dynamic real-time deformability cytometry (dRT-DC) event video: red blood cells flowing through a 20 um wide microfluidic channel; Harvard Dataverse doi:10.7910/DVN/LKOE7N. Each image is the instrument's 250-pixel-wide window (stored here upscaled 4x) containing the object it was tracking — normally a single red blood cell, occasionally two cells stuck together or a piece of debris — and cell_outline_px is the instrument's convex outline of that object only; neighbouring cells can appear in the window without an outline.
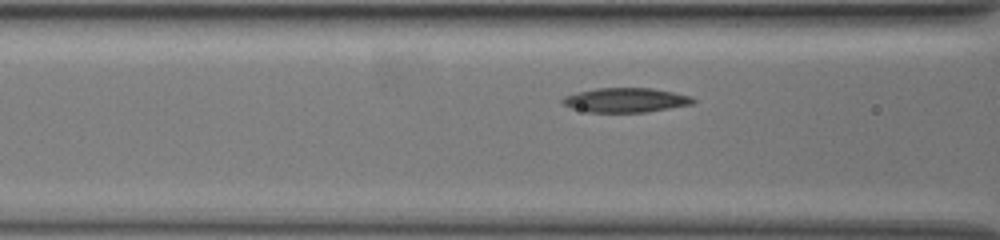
{"species": "common noctule bat (a hibernating species)", "species_latin": "Nyctalus noctula", "temperature_condition": "warm", "stored_images_in_passage": 7, "camera_frame_rate_fps": 3000, "um_per_image_px": 0.085, "animal": {"sex": "female", "body_mass_g": 19.5, "forearm_length_mm": 54.1}, "frame": {"image": 1, "passage_image": 5, "time_ms": 1.333, "image_size_px": [1000, 240], "cell_outline_px": [[696, 100], [692, 104], [648, 112], [588, 112], [572, 108], [564, 104], [560, 100], [564, 96], [596, 88], [652, 88], [692, 96]], "centroid_in_image_um": [53.2, 8.51], "position_along_channel_um": 113.4, "area_um2": 18.5}}